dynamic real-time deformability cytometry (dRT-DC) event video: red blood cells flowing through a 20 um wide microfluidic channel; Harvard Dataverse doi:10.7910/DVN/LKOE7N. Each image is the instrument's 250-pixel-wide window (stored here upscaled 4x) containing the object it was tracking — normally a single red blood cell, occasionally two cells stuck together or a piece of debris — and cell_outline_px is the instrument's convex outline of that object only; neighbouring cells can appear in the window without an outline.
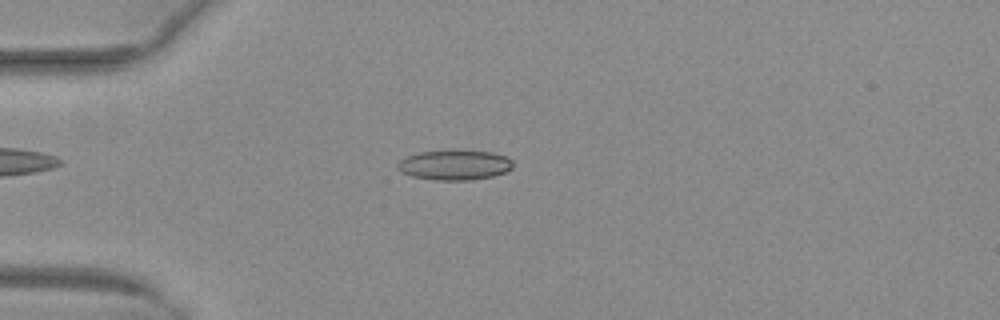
{"species": "common noctule bat (a hibernating species)", "species_latin": "Nyctalus noctula", "temperature_condition": "warm", "stored_images_in_passage": 50, "camera_frame_rate_fps": 3000, "um_per_image_px": 0.085, "animal": {"sex": "female", "body_mass_g": 29.2, "forearm_length_mm": 56.3}, "frame": {"image": 1, "passage_image": 13, "time_ms": 4.0, "image_size_px": [1000, 320], "cell_outline_px": [[512, 168], [504, 172], [492, 176], [472, 180], [436, 180], [412, 176], [400, 172], [396, 168], [396, 164], [400, 160], [408, 156], [420, 152], [452, 148], [492, 152], [504, 156], [512, 160]], "centroid_in_image_um": [38.61, 13.99], "position_along_channel_um": 46.4, "area_um2": 20.63}}
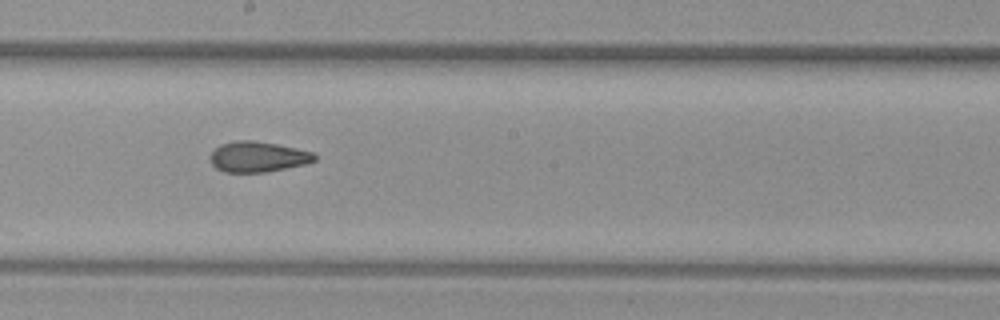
{"frame": {"image": 2, "passage_image": 28, "time_ms": 9.0, "image_size_px": [1000, 320], "cell_outline_px": [[316, 160], [304, 164], [264, 172], [224, 172], [216, 168], [212, 164], [212, 152], [220, 144], [236, 140], [252, 140], [276, 144], [296, 148], [312, 152], [316, 156]], "centroid_in_image_um": [21.91, 13.32], "position_along_channel_um": 226.3, "area_um2": 18.26}}
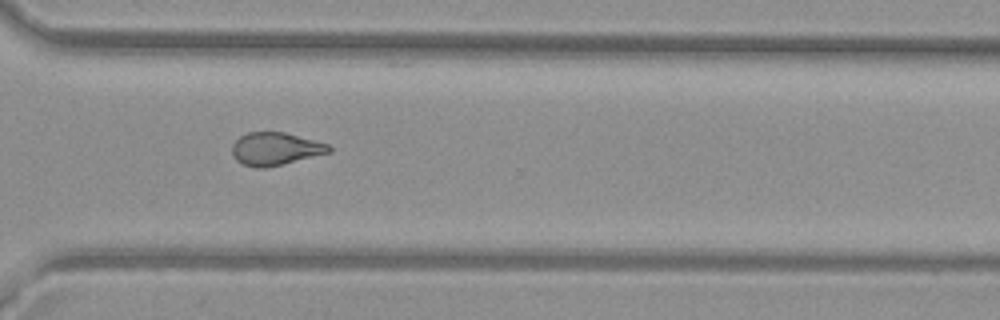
{"frame": {"image": 3, "passage_image": 37, "time_ms": 12.0, "image_size_px": [1000, 320], "cell_outline_px": [[332, 152], [264, 168], [256, 168], [244, 164], [236, 160], [232, 156], [232, 144], [240, 136], [248, 132], [284, 132], [328, 144], [332, 148]], "centroid_in_image_um": [23.39, 12.65], "position_along_channel_um": 347.2, "area_um2": 18.38}, "authors_computed_cell_mechanics": {"area_um2": 19.2763, "velocity_mm_per_s": 4.0424, "shape_relaxation_time_tau1_ms": null, "shape_relaxation_time_tau2_ms": 2.1866, "deformation_change_tau1": null, "deformation_change_tau2": 0.0897}}